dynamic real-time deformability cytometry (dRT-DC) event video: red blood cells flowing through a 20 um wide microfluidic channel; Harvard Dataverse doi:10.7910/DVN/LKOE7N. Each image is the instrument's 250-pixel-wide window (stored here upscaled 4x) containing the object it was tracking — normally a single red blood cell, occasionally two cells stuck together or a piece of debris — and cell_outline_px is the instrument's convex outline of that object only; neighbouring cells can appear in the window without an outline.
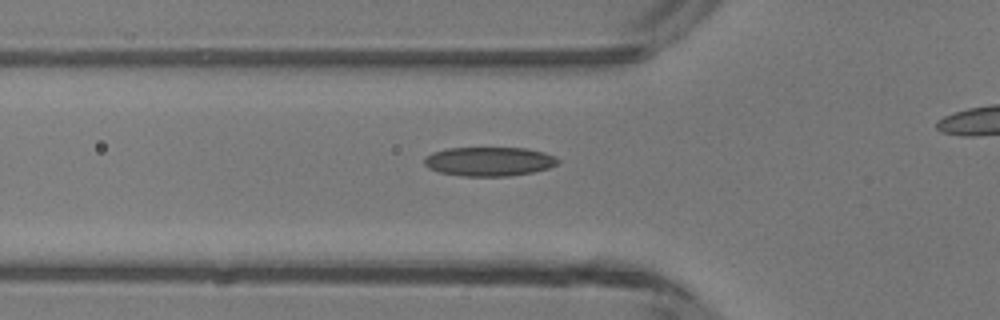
{"species": "common noctule bat (a hibernating species)", "species_latin": "Nyctalus noctula", "temperature_condition": "room temperature", "stored_images_in_passage": 38, "camera_frame_rate_fps": 3000, "um_per_image_px": 0.085, "animal": {"sex": "male", "body_mass_g": 13.3}, "frame": {"image": 1, "passage_image": 16, "time_ms": 5.0, "image_size_px": [1000, 320], "cell_outline_px": [[560, 160], [556, 164], [548, 168], [532, 172], [508, 176], [464, 176], [440, 172], [428, 168], [424, 164], [424, 160], [432, 152], [448, 148], [524, 148], [544, 152], [556, 156]], "centroid_in_image_um": [41.59, 13.72], "position_along_channel_um": 84.2, "area_um2": 22.54}}
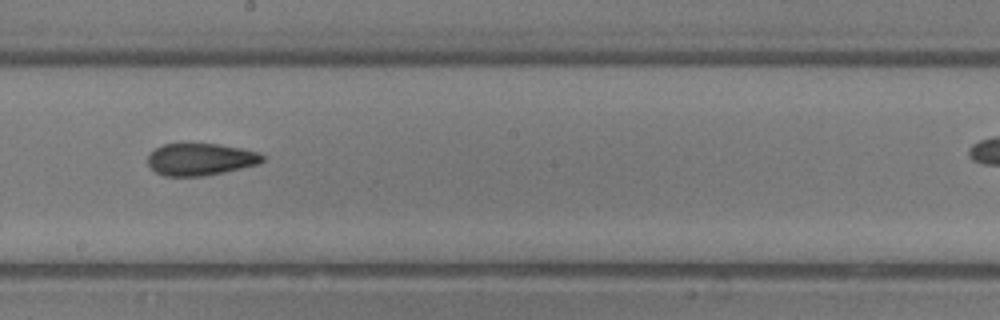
{"frame": {"image": 2, "passage_image": 26, "time_ms": 8.333, "image_size_px": [1000, 320], "cell_outline_px": [[264, 160], [260, 164], [224, 172], [200, 176], [164, 176], [156, 172], [148, 164], [148, 156], [156, 148], [164, 144], [216, 144], [240, 148], [256, 152], [264, 156]], "centroid_in_image_um": [17.05, 13.55], "position_along_channel_um": 231.2, "area_um2": 21.21}}
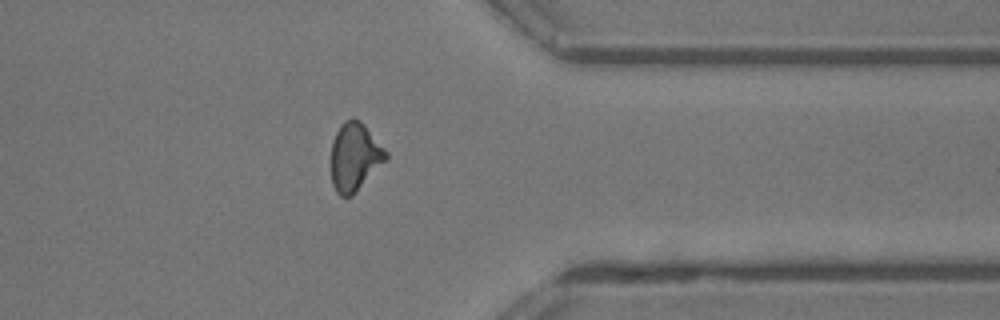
{"frame": {"image": 3, "passage_image": 37, "time_ms": 12.0, "image_size_px": [1000, 320], "cell_outline_px": [[388, 156], [352, 196], [340, 196], [336, 192], [332, 184], [332, 140], [336, 132], [344, 120], [352, 116], [360, 120], [364, 124], [388, 152]], "centroid_in_image_um": [30.13, 13.29], "position_along_channel_um": 381.3, "area_um2": 21.5}}